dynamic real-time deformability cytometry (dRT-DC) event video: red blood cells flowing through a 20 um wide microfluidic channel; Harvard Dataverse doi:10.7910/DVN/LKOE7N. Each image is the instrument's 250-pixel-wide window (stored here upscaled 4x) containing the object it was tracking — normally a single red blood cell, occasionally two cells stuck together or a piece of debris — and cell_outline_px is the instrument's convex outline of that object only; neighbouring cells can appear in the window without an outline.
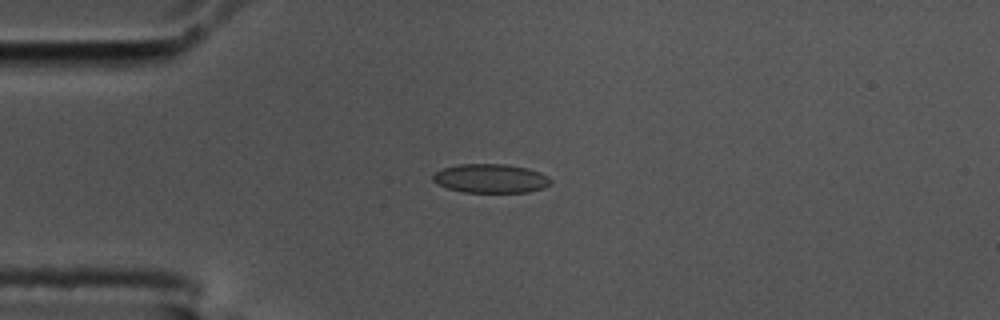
{"species": "common noctule bat (a hibernating species)", "species_latin": "Nyctalus noctula", "temperature_condition": "cold", "stored_images_in_passage": 43, "camera_frame_rate_fps": 3000, "um_per_image_px": 0.085, "animal": {"sex": "male", "body_mass_g": 17.5, "forearm_length_mm": 52.3}, "frame": {"image": 1, "passage_image": 1, "time_ms": 0.0, "image_size_px": [1000, 320], "cell_outline_px": [[552, 184], [544, 188], [528, 192], [464, 192], [448, 188], [436, 184], [432, 180], [432, 176], [436, 172], [444, 168], [460, 164], [504, 164], [528, 168], [540, 172], [548, 176], [552, 180]], "centroid_in_image_um": [41.74, 15.17], "position_along_channel_um": 43.3, "area_um2": 19.94}}
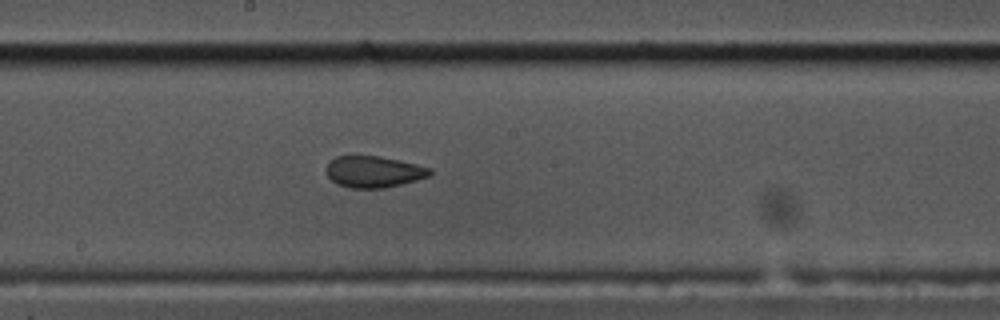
{"frame": {"image": 2, "passage_image": 17, "time_ms": 5.333, "image_size_px": [1000, 320], "cell_outline_px": [[432, 172], [428, 176], [416, 180], [384, 188], [352, 188], [336, 184], [328, 176], [328, 164], [336, 156], [380, 156], [400, 160], [432, 168]], "centroid_in_image_um": [31.79, 14.6], "position_along_channel_um": 216.4, "area_um2": 18.79}}
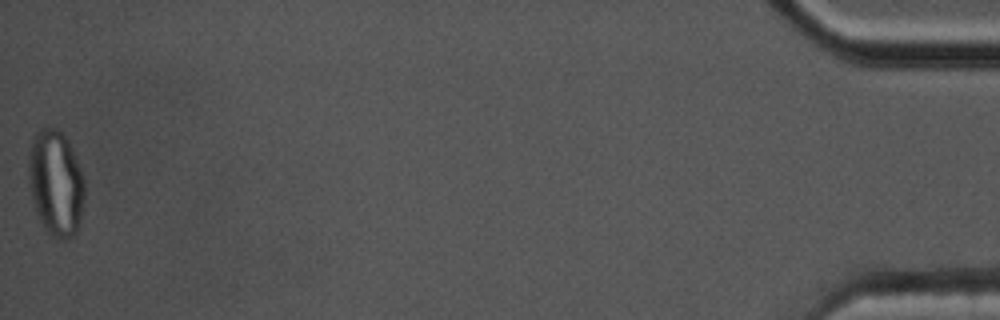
{"frame": {"image": 3, "passage_image": 43, "time_ms": 14.0, "image_size_px": [1000, 320], "cell_outline_px": [[84, 200], [80, 220], [76, 232], [72, 236], [64, 240], [52, 236], [44, 228], [36, 212], [32, 200], [28, 184], [28, 156], [32, 136], [40, 128], [56, 128], [68, 140], [84, 176]], "centroid_in_image_um": [4.72, 15.54], "position_along_channel_um": 430.5, "area_um2": 34.85}, "authors_computed_cell_mechanics": {"area_um2": 19.7676, "velocity_mm_per_s": 3.606, "shape_relaxation_time_tau1_ms": null, "shape_relaxation_time_tau2_ms": 1.3476, "deformation_change_tau1": null, "deformation_change_tau2": 0.0659}}